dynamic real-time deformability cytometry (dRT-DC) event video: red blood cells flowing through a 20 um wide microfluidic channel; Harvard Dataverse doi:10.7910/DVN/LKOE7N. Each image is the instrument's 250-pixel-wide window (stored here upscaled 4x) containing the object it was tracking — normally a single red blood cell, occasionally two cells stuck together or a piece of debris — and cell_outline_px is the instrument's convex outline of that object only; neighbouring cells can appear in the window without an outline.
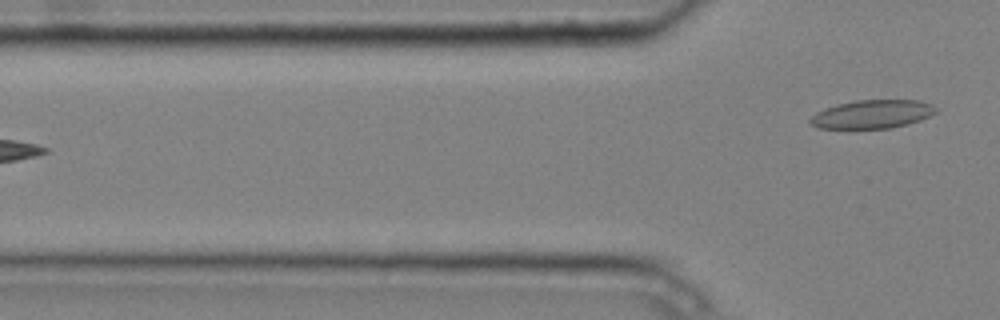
{"species": "common noctule bat (a hibernating species)", "species_latin": "Nyctalus noctula", "temperature_condition": "cold", "stored_images_in_passage": 5, "camera_frame_rate_fps": 3000, "um_per_image_px": 0.085, "animal": {"sex": "male", "body_mass_g": 20.4}, "frame": {"image": 1, "passage_image": 5, "time_ms": 1.333, "image_size_px": [1000, 320], "cell_outline_px": [[936, 112], [920, 120], [908, 124], [888, 128], [820, 128], [812, 124], [808, 120], [816, 112], [824, 108], [856, 100], [920, 100], [932, 104], [936, 108]], "centroid_in_image_um": [74.15, 9.7], "position_along_channel_um": 51.6, "area_um2": 20.63}}